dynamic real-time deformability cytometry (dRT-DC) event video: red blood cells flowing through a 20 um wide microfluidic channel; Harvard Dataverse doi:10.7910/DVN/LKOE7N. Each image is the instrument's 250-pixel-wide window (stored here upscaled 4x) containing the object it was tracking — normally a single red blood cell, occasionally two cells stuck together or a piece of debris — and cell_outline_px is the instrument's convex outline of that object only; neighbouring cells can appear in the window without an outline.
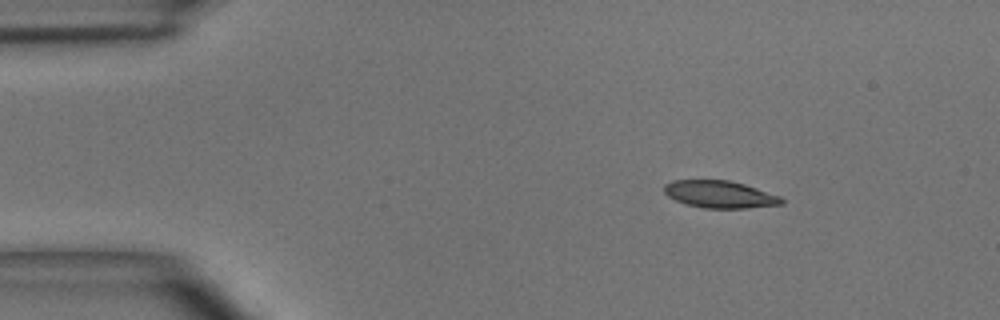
{"species": "common noctule bat (a hibernating species)", "species_latin": "Nyctalus noctula", "temperature_condition": "room temperature", "stored_images_in_passage": 43, "camera_frame_rate_fps": 3000, "um_per_image_px": 0.085, "animal": {"sex": "male", "body_mass_g": 15.6}, "frame": {"image": 1, "passage_image": 1, "time_ms": 0.0, "image_size_px": [1000, 320], "cell_outline_px": [[784, 204], [744, 208], [704, 208], [688, 204], [676, 200], [668, 196], [664, 192], [664, 184], [672, 180], [728, 180], [744, 184], [780, 196], [784, 200]], "centroid_in_image_um": [61.18, 16.51], "position_along_channel_um": 23.8, "area_um2": 18.5}}
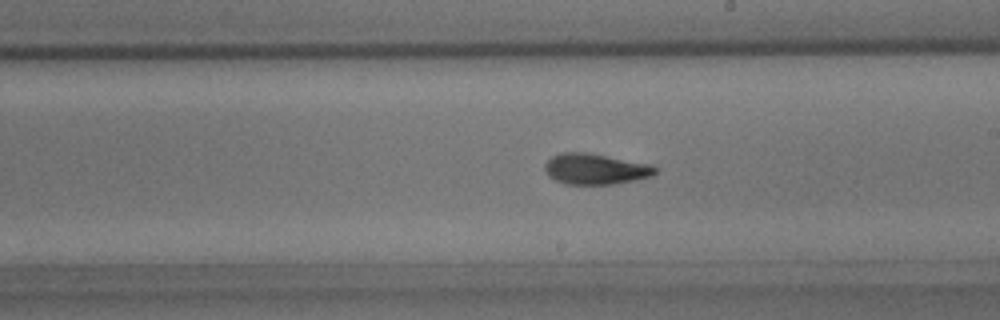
{"frame": {"image": 2, "passage_image": 22, "time_ms": 7.0, "image_size_px": [1000, 320], "cell_outline_px": [[656, 172], [652, 176], [636, 180], [612, 184], [568, 184], [556, 180], [548, 176], [544, 168], [544, 164], [552, 156], [560, 152], [588, 152], [652, 164], [656, 168]], "centroid_in_image_um": [50.61, 14.35], "position_along_channel_um": 238.4, "area_um2": 19.94}}
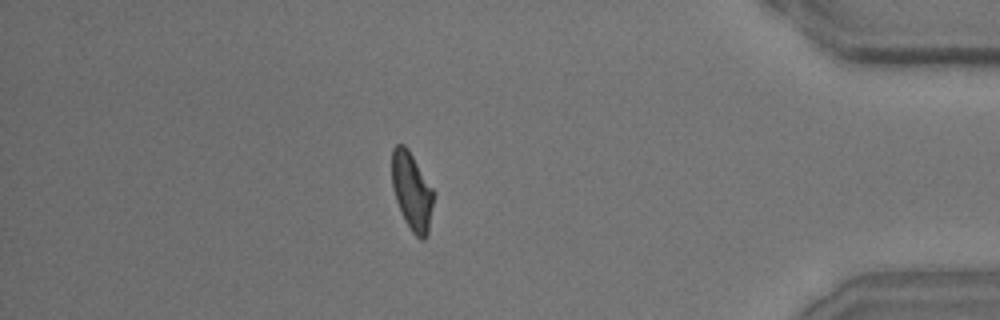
{"frame": {"image": 3, "passage_image": 37, "time_ms": 12.0, "image_size_px": [1000, 320], "cell_outline_px": [[436, 192], [428, 236], [424, 240], [420, 240], [412, 232], [396, 200], [392, 184], [392, 148], [396, 144], [404, 144], [408, 148]], "centroid_in_image_um": [35.06, 16.25], "position_along_channel_um": 400.1, "area_um2": 19.19}, "authors_computed_cell_mechanics": {"area_um2": 19.2474, "velocity_mm_per_s": 4.022, "shape_relaxation_time_tau1_ms": 4.9125, "shape_relaxation_time_tau2_ms": 1.9456, "deformation_change_tau1": 0.1626, "deformation_change_tau2": 0.0907}}